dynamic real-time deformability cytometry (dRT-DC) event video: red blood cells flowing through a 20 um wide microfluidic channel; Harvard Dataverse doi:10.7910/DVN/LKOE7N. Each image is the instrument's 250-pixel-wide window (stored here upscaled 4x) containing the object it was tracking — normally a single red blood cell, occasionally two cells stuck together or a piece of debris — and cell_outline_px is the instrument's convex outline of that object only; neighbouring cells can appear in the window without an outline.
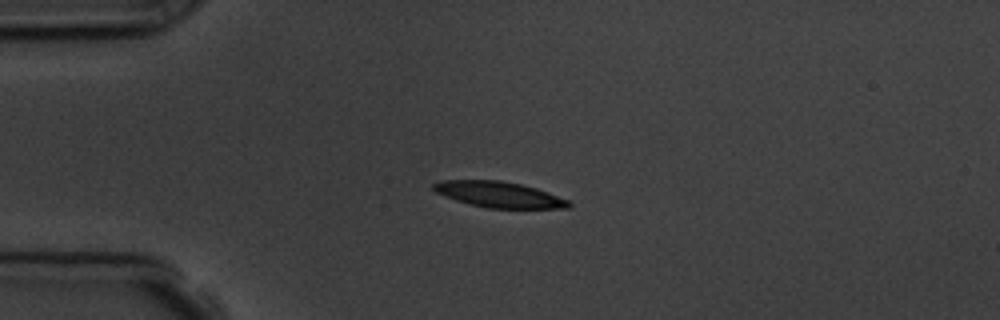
{"species": "common noctule bat (a hibernating species)", "species_latin": "Nyctalus noctula", "temperature_condition": "room temperature", "stored_images_in_passage": 2, "camera_frame_rate_fps": 3000, "um_per_image_px": 0.085, "animal": {"sex": "male", "body_mass_g": 19.5, "forearm_length_mm": 54.6}, "frame": {"image": 1, "passage_image": 1, "time_ms": 0.0, "image_size_px": [1000, 320], "cell_outline_px": [[572, 204], [568, 208], [488, 208], [468, 204], [444, 196], [436, 192], [432, 188], [432, 184], [440, 180], [500, 180], [520, 184], [536, 188], [548, 192], [568, 200]], "centroid_in_image_um": [42.39, 16.53], "position_along_channel_um": 42.6, "area_um2": 20.35}}